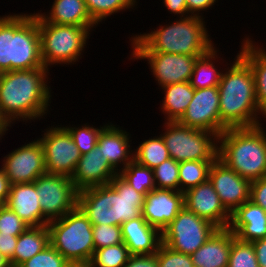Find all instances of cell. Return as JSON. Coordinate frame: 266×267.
Returning a JSON list of instances; mask_svg holds the SVG:
<instances>
[{
  "instance_id": "6da1fadb",
  "label": "cell",
  "mask_w": 266,
  "mask_h": 267,
  "mask_svg": "<svg viewBox=\"0 0 266 267\" xmlns=\"http://www.w3.org/2000/svg\"><path fill=\"white\" fill-rule=\"evenodd\" d=\"M47 68L0 73V119L8 126L17 120H37L48 112L51 88ZM12 123V124H11Z\"/></svg>"
},
{
  "instance_id": "7a4b0ae2",
  "label": "cell",
  "mask_w": 266,
  "mask_h": 267,
  "mask_svg": "<svg viewBox=\"0 0 266 267\" xmlns=\"http://www.w3.org/2000/svg\"><path fill=\"white\" fill-rule=\"evenodd\" d=\"M229 65L218 85L221 123L226 128L261 125L258 115L263 114L259 110L250 64L237 53Z\"/></svg>"
},
{
  "instance_id": "3957f363",
  "label": "cell",
  "mask_w": 266,
  "mask_h": 267,
  "mask_svg": "<svg viewBox=\"0 0 266 267\" xmlns=\"http://www.w3.org/2000/svg\"><path fill=\"white\" fill-rule=\"evenodd\" d=\"M145 195L118 174L107 185L78 191V207L92 225H118L142 215Z\"/></svg>"
},
{
  "instance_id": "277c9868",
  "label": "cell",
  "mask_w": 266,
  "mask_h": 267,
  "mask_svg": "<svg viewBox=\"0 0 266 267\" xmlns=\"http://www.w3.org/2000/svg\"><path fill=\"white\" fill-rule=\"evenodd\" d=\"M204 17H179L172 24L160 25L155 31L134 35L132 52H162L203 56L214 44L205 26Z\"/></svg>"
},
{
  "instance_id": "5b68a950",
  "label": "cell",
  "mask_w": 266,
  "mask_h": 267,
  "mask_svg": "<svg viewBox=\"0 0 266 267\" xmlns=\"http://www.w3.org/2000/svg\"><path fill=\"white\" fill-rule=\"evenodd\" d=\"M44 67L37 14L0 16V73Z\"/></svg>"
},
{
  "instance_id": "8992f818",
  "label": "cell",
  "mask_w": 266,
  "mask_h": 267,
  "mask_svg": "<svg viewBox=\"0 0 266 267\" xmlns=\"http://www.w3.org/2000/svg\"><path fill=\"white\" fill-rule=\"evenodd\" d=\"M218 159L250 181L266 176V131L255 127L227 128L218 138Z\"/></svg>"
},
{
  "instance_id": "52a82bcc",
  "label": "cell",
  "mask_w": 266,
  "mask_h": 267,
  "mask_svg": "<svg viewBox=\"0 0 266 267\" xmlns=\"http://www.w3.org/2000/svg\"><path fill=\"white\" fill-rule=\"evenodd\" d=\"M50 244L68 261L91 260L95 251L93 225L77 206L62 218L49 221Z\"/></svg>"
},
{
  "instance_id": "ba28073f",
  "label": "cell",
  "mask_w": 266,
  "mask_h": 267,
  "mask_svg": "<svg viewBox=\"0 0 266 267\" xmlns=\"http://www.w3.org/2000/svg\"><path fill=\"white\" fill-rule=\"evenodd\" d=\"M41 58L44 67L71 64L81 59L82 52L94 27L59 25L44 22L38 15Z\"/></svg>"
},
{
  "instance_id": "9c48e42d",
  "label": "cell",
  "mask_w": 266,
  "mask_h": 267,
  "mask_svg": "<svg viewBox=\"0 0 266 267\" xmlns=\"http://www.w3.org/2000/svg\"><path fill=\"white\" fill-rule=\"evenodd\" d=\"M161 136L170 157L176 162L216 160L218 138L216 133L181 125L177 121H165Z\"/></svg>"
},
{
  "instance_id": "30bf717a",
  "label": "cell",
  "mask_w": 266,
  "mask_h": 267,
  "mask_svg": "<svg viewBox=\"0 0 266 267\" xmlns=\"http://www.w3.org/2000/svg\"><path fill=\"white\" fill-rule=\"evenodd\" d=\"M218 228L185 206L162 231V243L172 250L192 255Z\"/></svg>"
},
{
  "instance_id": "8fae6325",
  "label": "cell",
  "mask_w": 266,
  "mask_h": 267,
  "mask_svg": "<svg viewBox=\"0 0 266 267\" xmlns=\"http://www.w3.org/2000/svg\"><path fill=\"white\" fill-rule=\"evenodd\" d=\"M35 187L42 214L49 221L62 218L78 205V190L68 176L46 173L35 180Z\"/></svg>"
},
{
  "instance_id": "7c38bea8",
  "label": "cell",
  "mask_w": 266,
  "mask_h": 267,
  "mask_svg": "<svg viewBox=\"0 0 266 267\" xmlns=\"http://www.w3.org/2000/svg\"><path fill=\"white\" fill-rule=\"evenodd\" d=\"M45 131L38 140L43 148L46 172L71 177L82 154L62 125Z\"/></svg>"
},
{
  "instance_id": "4fadbf2b",
  "label": "cell",
  "mask_w": 266,
  "mask_h": 267,
  "mask_svg": "<svg viewBox=\"0 0 266 267\" xmlns=\"http://www.w3.org/2000/svg\"><path fill=\"white\" fill-rule=\"evenodd\" d=\"M218 86L194 89V95L183 116L181 125L221 135L227 128L220 121Z\"/></svg>"
},
{
  "instance_id": "5bb4252c",
  "label": "cell",
  "mask_w": 266,
  "mask_h": 267,
  "mask_svg": "<svg viewBox=\"0 0 266 267\" xmlns=\"http://www.w3.org/2000/svg\"><path fill=\"white\" fill-rule=\"evenodd\" d=\"M2 164L11 185L34 182L47 173L43 148L38 139L25 143L4 156Z\"/></svg>"
},
{
  "instance_id": "9a60e30c",
  "label": "cell",
  "mask_w": 266,
  "mask_h": 267,
  "mask_svg": "<svg viewBox=\"0 0 266 267\" xmlns=\"http://www.w3.org/2000/svg\"><path fill=\"white\" fill-rule=\"evenodd\" d=\"M131 59H147L152 75L161 86L189 82L197 58L185 54L162 52H132Z\"/></svg>"
},
{
  "instance_id": "2e32d148",
  "label": "cell",
  "mask_w": 266,
  "mask_h": 267,
  "mask_svg": "<svg viewBox=\"0 0 266 267\" xmlns=\"http://www.w3.org/2000/svg\"><path fill=\"white\" fill-rule=\"evenodd\" d=\"M208 179L213 184L223 206L231 214L250 200L251 181L241 177L218 158L210 167Z\"/></svg>"
},
{
  "instance_id": "e0dca14e",
  "label": "cell",
  "mask_w": 266,
  "mask_h": 267,
  "mask_svg": "<svg viewBox=\"0 0 266 267\" xmlns=\"http://www.w3.org/2000/svg\"><path fill=\"white\" fill-rule=\"evenodd\" d=\"M184 206L218 229L229 227L231 213L223 206L209 179L184 193Z\"/></svg>"
},
{
  "instance_id": "ac0fdd59",
  "label": "cell",
  "mask_w": 266,
  "mask_h": 267,
  "mask_svg": "<svg viewBox=\"0 0 266 267\" xmlns=\"http://www.w3.org/2000/svg\"><path fill=\"white\" fill-rule=\"evenodd\" d=\"M183 208V192L156 188L145 196L141 212L146 222L162 233Z\"/></svg>"
},
{
  "instance_id": "d6986e66",
  "label": "cell",
  "mask_w": 266,
  "mask_h": 267,
  "mask_svg": "<svg viewBox=\"0 0 266 267\" xmlns=\"http://www.w3.org/2000/svg\"><path fill=\"white\" fill-rule=\"evenodd\" d=\"M118 172L104 158L96 145L93 150L81 155L71 175L75 188L80 191L89 187L107 185Z\"/></svg>"
},
{
  "instance_id": "ffe728a7",
  "label": "cell",
  "mask_w": 266,
  "mask_h": 267,
  "mask_svg": "<svg viewBox=\"0 0 266 267\" xmlns=\"http://www.w3.org/2000/svg\"><path fill=\"white\" fill-rule=\"evenodd\" d=\"M35 181L10 186L6 206L14 211L29 227L47 225L49 220L42 214Z\"/></svg>"
},
{
  "instance_id": "44dd1931",
  "label": "cell",
  "mask_w": 266,
  "mask_h": 267,
  "mask_svg": "<svg viewBox=\"0 0 266 267\" xmlns=\"http://www.w3.org/2000/svg\"><path fill=\"white\" fill-rule=\"evenodd\" d=\"M238 240L254 242L266 237V211L251 200L232 214L228 227Z\"/></svg>"
},
{
  "instance_id": "7402d4cb",
  "label": "cell",
  "mask_w": 266,
  "mask_h": 267,
  "mask_svg": "<svg viewBox=\"0 0 266 267\" xmlns=\"http://www.w3.org/2000/svg\"><path fill=\"white\" fill-rule=\"evenodd\" d=\"M129 135L128 132L116 125L107 123L98 136L97 146L100 148L104 158H107L108 163L117 172H120L133 161L134 151L130 148L129 142L131 140Z\"/></svg>"
},
{
  "instance_id": "603a6c76",
  "label": "cell",
  "mask_w": 266,
  "mask_h": 267,
  "mask_svg": "<svg viewBox=\"0 0 266 267\" xmlns=\"http://www.w3.org/2000/svg\"><path fill=\"white\" fill-rule=\"evenodd\" d=\"M121 229L131 255L155 254L162 243L161 232L149 225L142 215L124 222Z\"/></svg>"
},
{
  "instance_id": "cb8c5ba5",
  "label": "cell",
  "mask_w": 266,
  "mask_h": 267,
  "mask_svg": "<svg viewBox=\"0 0 266 267\" xmlns=\"http://www.w3.org/2000/svg\"><path fill=\"white\" fill-rule=\"evenodd\" d=\"M235 234L229 229H217L192 255L194 267H228L230 249Z\"/></svg>"
},
{
  "instance_id": "d4e9b609",
  "label": "cell",
  "mask_w": 266,
  "mask_h": 267,
  "mask_svg": "<svg viewBox=\"0 0 266 267\" xmlns=\"http://www.w3.org/2000/svg\"><path fill=\"white\" fill-rule=\"evenodd\" d=\"M49 14L36 13L44 22L59 25L96 27L90 17L84 0H54ZM46 14V15H45ZM96 25V26H95Z\"/></svg>"
},
{
  "instance_id": "484cf974",
  "label": "cell",
  "mask_w": 266,
  "mask_h": 267,
  "mask_svg": "<svg viewBox=\"0 0 266 267\" xmlns=\"http://www.w3.org/2000/svg\"><path fill=\"white\" fill-rule=\"evenodd\" d=\"M162 112L167 121H178L188 108L194 95L190 82H179L163 86Z\"/></svg>"
},
{
  "instance_id": "4316f807",
  "label": "cell",
  "mask_w": 266,
  "mask_h": 267,
  "mask_svg": "<svg viewBox=\"0 0 266 267\" xmlns=\"http://www.w3.org/2000/svg\"><path fill=\"white\" fill-rule=\"evenodd\" d=\"M50 244V234L47 225L28 227L18 236L14 250V267L43 251Z\"/></svg>"
},
{
  "instance_id": "83f0119b",
  "label": "cell",
  "mask_w": 266,
  "mask_h": 267,
  "mask_svg": "<svg viewBox=\"0 0 266 267\" xmlns=\"http://www.w3.org/2000/svg\"><path fill=\"white\" fill-rule=\"evenodd\" d=\"M239 54L250 64L254 81L256 98L259 110L266 113V58L255 48V46L245 38L242 41Z\"/></svg>"
},
{
  "instance_id": "f1b7e54d",
  "label": "cell",
  "mask_w": 266,
  "mask_h": 267,
  "mask_svg": "<svg viewBox=\"0 0 266 267\" xmlns=\"http://www.w3.org/2000/svg\"><path fill=\"white\" fill-rule=\"evenodd\" d=\"M215 48L216 47H213L208 53L197 58L195 61L189 81L194 89H203L219 85L223 71L217 70L214 65V60L218 58V51Z\"/></svg>"
},
{
  "instance_id": "f546056e",
  "label": "cell",
  "mask_w": 266,
  "mask_h": 267,
  "mask_svg": "<svg viewBox=\"0 0 266 267\" xmlns=\"http://www.w3.org/2000/svg\"><path fill=\"white\" fill-rule=\"evenodd\" d=\"M136 149L133 152V160L150 169H154L171 158L161 134L148 140L145 139Z\"/></svg>"
},
{
  "instance_id": "4dcf8cb0",
  "label": "cell",
  "mask_w": 266,
  "mask_h": 267,
  "mask_svg": "<svg viewBox=\"0 0 266 267\" xmlns=\"http://www.w3.org/2000/svg\"><path fill=\"white\" fill-rule=\"evenodd\" d=\"M215 160H195L179 162V191L204 183L209 178V170Z\"/></svg>"
},
{
  "instance_id": "1f68e13d",
  "label": "cell",
  "mask_w": 266,
  "mask_h": 267,
  "mask_svg": "<svg viewBox=\"0 0 266 267\" xmlns=\"http://www.w3.org/2000/svg\"><path fill=\"white\" fill-rule=\"evenodd\" d=\"M118 175L137 192L142 193L145 196L156 189L153 169L142 166L134 160L118 172Z\"/></svg>"
},
{
  "instance_id": "d6a6232c",
  "label": "cell",
  "mask_w": 266,
  "mask_h": 267,
  "mask_svg": "<svg viewBox=\"0 0 266 267\" xmlns=\"http://www.w3.org/2000/svg\"><path fill=\"white\" fill-rule=\"evenodd\" d=\"M87 11L96 24L108 16L136 6V0H84ZM136 3V4H135ZM135 5V6H134Z\"/></svg>"
},
{
  "instance_id": "836d02e7",
  "label": "cell",
  "mask_w": 266,
  "mask_h": 267,
  "mask_svg": "<svg viewBox=\"0 0 266 267\" xmlns=\"http://www.w3.org/2000/svg\"><path fill=\"white\" fill-rule=\"evenodd\" d=\"M131 254L124 243L97 249L91 262L94 267H124Z\"/></svg>"
},
{
  "instance_id": "e575fe53",
  "label": "cell",
  "mask_w": 266,
  "mask_h": 267,
  "mask_svg": "<svg viewBox=\"0 0 266 267\" xmlns=\"http://www.w3.org/2000/svg\"><path fill=\"white\" fill-rule=\"evenodd\" d=\"M156 188L179 191V162L169 158L153 169Z\"/></svg>"
},
{
  "instance_id": "d590c367",
  "label": "cell",
  "mask_w": 266,
  "mask_h": 267,
  "mask_svg": "<svg viewBox=\"0 0 266 267\" xmlns=\"http://www.w3.org/2000/svg\"><path fill=\"white\" fill-rule=\"evenodd\" d=\"M228 267H260L253 244L235 237L232 240Z\"/></svg>"
},
{
  "instance_id": "8d00e7d4",
  "label": "cell",
  "mask_w": 266,
  "mask_h": 267,
  "mask_svg": "<svg viewBox=\"0 0 266 267\" xmlns=\"http://www.w3.org/2000/svg\"><path fill=\"white\" fill-rule=\"evenodd\" d=\"M82 127L64 126L70 133L76 147L81 154L88 153L95 148L98 141V136L101 130L106 126L94 128L93 126L84 124Z\"/></svg>"
},
{
  "instance_id": "74e56055",
  "label": "cell",
  "mask_w": 266,
  "mask_h": 267,
  "mask_svg": "<svg viewBox=\"0 0 266 267\" xmlns=\"http://www.w3.org/2000/svg\"><path fill=\"white\" fill-rule=\"evenodd\" d=\"M93 241L95 250L124 243L121 226L118 225H93Z\"/></svg>"
},
{
  "instance_id": "f35d334b",
  "label": "cell",
  "mask_w": 266,
  "mask_h": 267,
  "mask_svg": "<svg viewBox=\"0 0 266 267\" xmlns=\"http://www.w3.org/2000/svg\"><path fill=\"white\" fill-rule=\"evenodd\" d=\"M67 260L49 244L43 251L24 261L18 267H66Z\"/></svg>"
},
{
  "instance_id": "ab89813d",
  "label": "cell",
  "mask_w": 266,
  "mask_h": 267,
  "mask_svg": "<svg viewBox=\"0 0 266 267\" xmlns=\"http://www.w3.org/2000/svg\"><path fill=\"white\" fill-rule=\"evenodd\" d=\"M159 267H194L191 255L172 250L161 243L157 251Z\"/></svg>"
},
{
  "instance_id": "60d3db41",
  "label": "cell",
  "mask_w": 266,
  "mask_h": 267,
  "mask_svg": "<svg viewBox=\"0 0 266 267\" xmlns=\"http://www.w3.org/2000/svg\"><path fill=\"white\" fill-rule=\"evenodd\" d=\"M29 226L6 205L0 206V233L19 236Z\"/></svg>"
},
{
  "instance_id": "b9f144b4",
  "label": "cell",
  "mask_w": 266,
  "mask_h": 267,
  "mask_svg": "<svg viewBox=\"0 0 266 267\" xmlns=\"http://www.w3.org/2000/svg\"><path fill=\"white\" fill-rule=\"evenodd\" d=\"M250 200L266 211V176L251 181Z\"/></svg>"
},
{
  "instance_id": "7bdbcfd3",
  "label": "cell",
  "mask_w": 266,
  "mask_h": 267,
  "mask_svg": "<svg viewBox=\"0 0 266 267\" xmlns=\"http://www.w3.org/2000/svg\"><path fill=\"white\" fill-rule=\"evenodd\" d=\"M18 241V236L0 233V253L4 255L14 267V250Z\"/></svg>"
},
{
  "instance_id": "ee69618b",
  "label": "cell",
  "mask_w": 266,
  "mask_h": 267,
  "mask_svg": "<svg viewBox=\"0 0 266 267\" xmlns=\"http://www.w3.org/2000/svg\"><path fill=\"white\" fill-rule=\"evenodd\" d=\"M124 267H159L155 254L131 255Z\"/></svg>"
},
{
  "instance_id": "f6af8a7d",
  "label": "cell",
  "mask_w": 266,
  "mask_h": 267,
  "mask_svg": "<svg viewBox=\"0 0 266 267\" xmlns=\"http://www.w3.org/2000/svg\"><path fill=\"white\" fill-rule=\"evenodd\" d=\"M216 2L217 0H186L187 12L190 16L203 17L200 11L208 10Z\"/></svg>"
},
{
  "instance_id": "bcb514c9",
  "label": "cell",
  "mask_w": 266,
  "mask_h": 267,
  "mask_svg": "<svg viewBox=\"0 0 266 267\" xmlns=\"http://www.w3.org/2000/svg\"><path fill=\"white\" fill-rule=\"evenodd\" d=\"M165 7L172 14L180 17L188 16L186 0H163Z\"/></svg>"
},
{
  "instance_id": "7dc6e473",
  "label": "cell",
  "mask_w": 266,
  "mask_h": 267,
  "mask_svg": "<svg viewBox=\"0 0 266 267\" xmlns=\"http://www.w3.org/2000/svg\"><path fill=\"white\" fill-rule=\"evenodd\" d=\"M9 178L6 176L3 168L0 167V206L5 205L10 192Z\"/></svg>"
},
{
  "instance_id": "c3c4849f",
  "label": "cell",
  "mask_w": 266,
  "mask_h": 267,
  "mask_svg": "<svg viewBox=\"0 0 266 267\" xmlns=\"http://www.w3.org/2000/svg\"><path fill=\"white\" fill-rule=\"evenodd\" d=\"M255 252H256V257H257V262L260 267H266V237L260 240H256L252 242Z\"/></svg>"
},
{
  "instance_id": "681fc988",
  "label": "cell",
  "mask_w": 266,
  "mask_h": 267,
  "mask_svg": "<svg viewBox=\"0 0 266 267\" xmlns=\"http://www.w3.org/2000/svg\"><path fill=\"white\" fill-rule=\"evenodd\" d=\"M66 267H94L90 260L67 262Z\"/></svg>"
},
{
  "instance_id": "f907efd6",
  "label": "cell",
  "mask_w": 266,
  "mask_h": 267,
  "mask_svg": "<svg viewBox=\"0 0 266 267\" xmlns=\"http://www.w3.org/2000/svg\"><path fill=\"white\" fill-rule=\"evenodd\" d=\"M0 267H12L8 258L0 253Z\"/></svg>"
},
{
  "instance_id": "816d5d0a",
  "label": "cell",
  "mask_w": 266,
  "mask_h": 267,
  "mask_svg": "<svg viewBox=\"0 0 266 267\" xmlns=\"http://www.w3.org/2000/svg\"><path fill=\"white\" fill-rule=\"evenodd\" d=\"M254 46L257 50H259V52L266 58V51H265V48L264 47H259L258 45L256 46L254 44V42L252 40L249 39V36L246 37Z\"/></svg>"
}]
</instances>
